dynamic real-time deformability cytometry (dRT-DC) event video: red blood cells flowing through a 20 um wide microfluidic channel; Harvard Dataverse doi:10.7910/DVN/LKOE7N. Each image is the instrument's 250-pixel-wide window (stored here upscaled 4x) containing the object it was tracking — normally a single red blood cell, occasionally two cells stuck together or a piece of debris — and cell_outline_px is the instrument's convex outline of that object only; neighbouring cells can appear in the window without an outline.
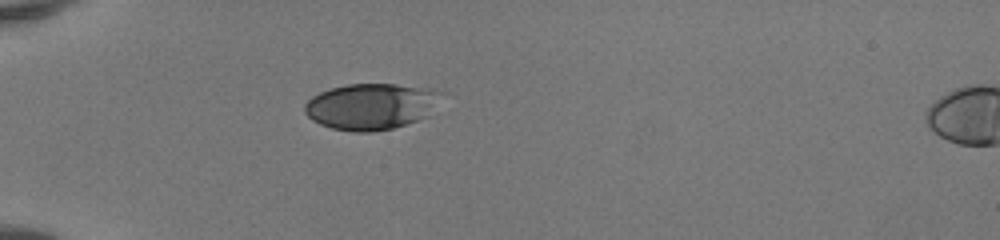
{"species": "human", "species_latin": "Homo sapiens", "temperature_condition": "room temperature", "stored_images_in_passage": 31, "camera_frame_rate_fps": 3000, "um_per_image_px": 0.085, "donor": {"sex": "female"}, "frame": {"image": 1, "passage_image": 1, "time_ms": 0.0, "image_size_px": [1000, 240], "cell_outline_px": [[448, 92], [428, 116], [392, 128], [372, 132], [352, 132], [332, 128], [320, 124], [312, 120], [304, 112], [304, 104], [312, 96], [320, 92], [332, 88], [348, 84], [396, 84], [428, 88]], "centroid_in_image_um": [31.59, 9.03], "position_along_channel_um": 53.4, "area_um2": 37.11}}
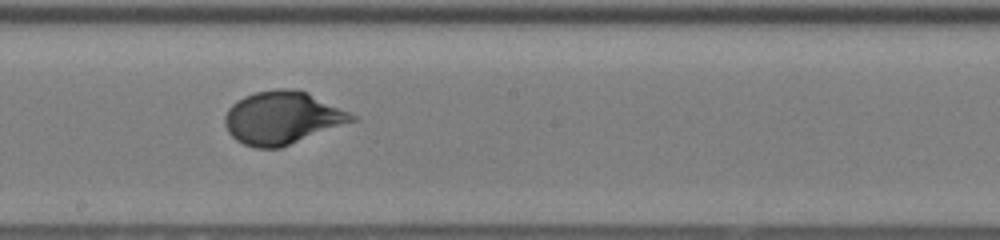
{"frame": {"image": 2, "passage_image": 15, "time_ms": 4.667, "image_size_px": [1000, 240], "cell_outline_px": [[360, 116], [356, 120], [280, 148], [256, 148], [244, 144], [236, 140], [228, 132], [224, 124], [224, 116], [228, 108], [236, 100], [244, 96], [256, 92], [276, 88], [292, 88], [308, 92]], "centroid_in_image_um": [24.0, 10.0], "position_along_channel_um": 224.2, "area_um2": 39.36}}
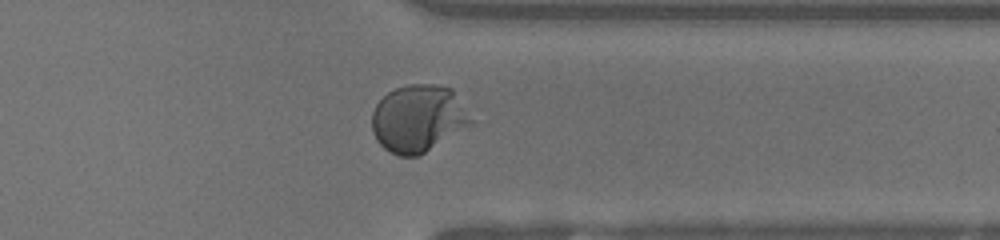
{"frame": {"image": 3, "passage_image": 26, "time_ms": 8.333, "image_size_px": [1000, 240], "cell_outline_px": [[476, 124], [420, 156], [400, 156], [384, 148], [376, 140], [372, 132], [372, 112], [376, 104], [388, 92], [396, 88], [408, 84], [436, 84], [452, 88]], "centroid_in_image_um": [35.59, 10.09], "position_along_channel_um": 375.8, "area_um2": 39.42}, "authors_computed_cell_mechanics": {"area_um2": 37.3966, "velocity_mm_per_s": 4.1411, "shape_relaxation_time_tau1_ms": 4.0627, "shape_relaxation_time_tau2_ms": null, "deformation_change_tau1": 0.2044, "deformation_change_tau2": null}}